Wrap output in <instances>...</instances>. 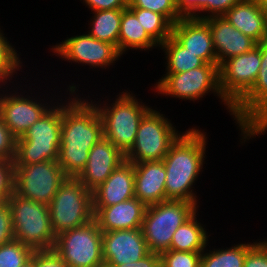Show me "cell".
Instances as JSON below:
<instances>
[{"label":"cell","instance_id":"obj_1","mask_svg":"<svg viewBox=\"0 0 267 267\" xmlns=\"http://www.w3.org/2000/svg\"><path fill=\"white\" fill-rule=\"evenodd\" d=\"M73 98L62 104L61 144L58 163L67 177L76 178L88 162L89 151L103 137L97 104Z\"/></svg>","mask_w":267,"mask_h":267},{"label":"cell","instance_id":"obj_2","mask_svg":"<svg viewBox=\"0 0 267 267\" xmlns=\"http://www.w3.org/2000/svg\"><path fill=\"white\" fill-rule=\"evenodd\" d=\"M205 134L197 129L180 135L163 159L166 169V200L189 201L197 205L191 190L202 169L206 150Z\"/></svg>","mask_w":267,"mask_h":267},{"label":"cell","instance_id":"obj_3","mask_svg":"<svg viewBox=\"0 0 267 267\" xmlns=\"http://www.w3.org/2000/svg\"><path fill=\"white\" fill-rule=\"evenodd\" d=\"M55 107L49 108L21 138L16 139L14 165L58 160L61 144L62 106Z\"/></svg>","mask_w":267,"mask_h":267},{"label":"cell","instance_id":"obj_4","mask_svg":"<svg viewBox=\"0 0 267 267\" xmlns=\"http://www.w3.org/2000/svg\"><path fill=\"white\" fill-rule=\"evenodd\" d=\"M14 239L34 251L53 250L56 235L50 224L47 205L26 199L15 192L8 200Z\"/></svg>","mask_w":267,"mask_h":267},{"label":"cell","instance_id":"obj_5","mask_svg":"<svg viewBox=\"0 0 267 267\" xmlns=\"http://www.w3.org/2000/svg\"><path fill=\"white\" fill-rule=\"evenodd\" d=\"M196 209L195 203L181 200H165L147 206L141 230L149 251L156 254L168 251L173 234Z\"/></svg>","mask_w":267,"mask_h":267},{"label":"cell","instance_id":"obj_6","mask_svg":"<svg viewBox=\"0 0 267 267\" xmlns=\"http://www.w3.org/2000/svg\"><path fill=\"white\" fill-rule=\"evenodd\" d=\"M48 207L50 224L56 236L94 219L92 191L77 178L67 177Z\"/></svg>","mask_w":267,"mask_h":267},{"label":"cell","instance_id":"obj_7","mask_svg":"<svg viewBox=\"0 0 267 267\" xmlns=\"http://www.w3.org/2000/svg\"><path fill=\"white\" fill-rule=\"evenodd\" d=\"M111 107H97L103 122L104 138L124 155L132 148L139 124L151 110L142 106L130 92H122Z\"/></svg>","mask_w":267,"mask_h":267},{"label":"cell","instance_id":"obj_8","mask_svg":"<svg viewBox=\"0 0 267 267\" xmlns=\"http://www.w3.org/2000/svg\"><path fill=\"white\" fill-rule=\"evenodd\" d=\"M102 234L93 219L57 235L53 251L68 267H105Z\"/></svg>","mask_w":267,"mask_h":267},{"label":"cell","instance_id":"obj_9","mask_svg":"<svg viewBox=\"0 0 267 267\" xmlns=\"http://www.w3.org/2000/svg\"><path fill=\"white\" fill-rule=\"evenodd\" d=\"M180 133L158 111L151 109L141 120L134 144L125 154V160L131 163L161 161Z\"/></svg>","mask_w":267,"mask_h":267},{"label":"cell","instance_id":"obj_10","mask_svg":"<svg viewBox=\"0 0 267 267\" xmlns=\"http://www.w3.org/2000/svg\"><path fill=\"white\" fill-rule=\"evenodd\" d=\"M66 178L57 160L14 165V192L48 206Z\"/></svg>","mask_w":267,"mask_h":267},{"label":"cell","instance_id":"obj_11","mask_svg":"<svg viewBox=\"0 0 267 267\" xmlns=\"http://www.w3.org/2000/svg\"><path fill=\"white\" fill-rule=\"evenodd\" d=\"M244 139L267 130V39L261 42L260 69L253 87L233 106Z\"/></svg>","mask_w":267,"mask_h":267},{"label":"cell","instance_id":"obj_12","mask_svg":"<svg viewBox=\"0 0 267 267\" xmlns=\"http://www.w3.org/2000/svg\"><path fill=\"white\" fill-rule=\"evenodd\" d=\"M160 94L197 100L205 93L216 92L233 115V106L223 97L219 86V65L205 64L182 73H166L155 87ZM209 90V91H208Z\"/></svg>","mask_w":267,"mask_h":267},{"label":"cell","instance_id":"obj_13","mask_svg":"<svg viewBox=\"0 0 267 267\" xmlns=\"http://www.w3.org/2000/svg\"><path fill=\"white\" fill-rule=\"evenodd\" d=\"M261 63V42L251 51L231 57L219 66L223 97L234 106L254 85Z\"/></svg>","mask_w":267,"mask_h":267},{"label":"cell","instance_id":"obj_14","mask_svg":"<svg viewBox=\"0 0 267 267\" xmlns=\"http://www.w3.org/2000/svg\"><path fill=\"white\" fill-rule=\"evenodd\" d=\"M52 50L68 61L102 68L110 66L121 56L113 44L100 41L89 34L68 38L61 44L52 47Z\"/></svg>","mask_w":267,"mask_h":267},{"label":"cell","instance_id":"obj_15","mask_svg":"<svg viewBox=\"0 0 267 267\" xmlns=\"http://www.w3.org/2000/svg\"><path fill=\"white\" fill-rule=\"evenodd\" d=\"M102 248L105 265L133 263L150 253L141 228L103 232Z\"/></svg>","mask_w":267,"mask_h":267},{"label":"cell","instance_id":"obj_16","mask_svg":"<svg viewBox=\"0 0 267 267\" xmlns=\"http://www.w3.org/2000/svg\"><path fill=\"white\" fill-rule=\"evenodd\" d=\"M124 161L125 155L103 137L89 151L88 162L76 178L93 191Z\"/></svg>","mask_w":267,"mask_h":267},{"label":"cell","instance_id":"obj_17","mask_svg":"<svg viewBox=\"0 0 267 267\" xmlns=\"http://www.w3.org/2000/svg\"><path fill=\"white\" fill-rule=\"evenodd\" d=\"M20 96L0 97V117L16 139L21 138L49 110L37 100Z\"/></svg>","mask_w":267,"mask_h":267},{"label":"cell","instance_id":"obj_18","mask_svg":"<svg viewBox=\"0 0 267 267\" xmlns=\"http://www.w3.org/2000/svg\"><path fill=\"white\" fill-rule=\"evenodd\" d=\"M210 28L217 62L251 51L257 43L231 25L223 16H209L203 19Z\"/></svg>","mask_w":267,"mask_h":267},{"label":"cell","instance_id":"obj_19","mask_svg":"<svg viewBox=\"0 0 267 267\" xmlns=\"http://www.w3.org/2000/svg\"><path fill=\"white\" fill-rule=\"evenodd\" d=\"M172 36L207 64H218L211 31L203 19L181 18L173 25Z\"/></svg>","mask_w":267,"mask_h":267},{"label":"cell","instance_id":"obj_20","mask_svg":"<svg viewBox=\"0 0 267 267\" xmlns=\"http://www.w3.org/2000/svg\"><path fill=\"white\" fill-rule=\"evenodd\" d=\"M147 206L138 198L108 207H93L94 219L102 232L138 229L142 226Z\"/></svg>","mask_w":267,"mask_h":267},{"label":"cell","instance_id":"obj_21","mask_svg":"<svg viewBox=\"0 0 267 267\" xmlns=\"http://www.w3.org/2000/svg\"><path fill=\"white\" fill-rule=\"evenodd\" d=\"M133 197L134 165L126 160L92 191L93 207H108Z\"/></svg>","mask_w":267,"mask_h":267},{"label":"cell","instance_id":"obj_22","mask_svg":"<svg viewBox=\"0 0 267 267\" xmlns=\"http://www.w3.org/2000/svg\"><path fill=\"white\" fill-rule=\"evenodd\" d=\"M135 197L146 206L166 200V169L163 160L133 163Z\"/></svg>","mask_w":267,"mask_h":267},{"label":"cell","instance_id":"obj_23","mask_svg":"<svg viewBox=\"0 0 267 267\" xmlns=\"http://www.w3.org/2000/svg\"><path fill=\"white\" fill-rule=\"evenodd\" d=\"M223 17L257 44L267 39L265 12L260 8L257 0H241Z\"/></svg>","mask_w":267,"mask_h":267},{"label":"cell","instance_id":"obj_24","mask_svg":"<svg viewBox=\"0 0 267 267\" xmlns=\"http://www.w3.org/2000/svg\"><path fill=\"white\" fill-rule=\"evenodd\" d=\"M159 44L144 30L136 15L129 9H122L118 51L122 55L127 48L149 49Z\"/></svg>","mask_w":267,"mask_h":267},{"label":"cell","instance_id":"obj_25","mask_svg":"<svg viewBox=\"0 0 267 267\" xmlns=\"http://www.w3.org/2000/svg\"><path fill=\"white\" fill-rule=\"evenodd\" d=\"M196 212L178 227L172 237L171 250L186 252H203L208 236L200 223L196 220Z\"/></svg>","mask_w":267,"mask_h":267},{"label":"cell","instance_id":"obj_26","mask_svg":"<svg viewBox=\"0 0 267 267\" xmlns=\"http://www.w3.org/2000/svg\"><path fill=\"white\" fill-rule=\"evenodd\" d=\"M160 46L166 50L167 73H182L206 64L202 58L188 51L172 35Z\"/></svg>","mask_w":267,"mask_h":267},{"label":"cell","instance_id":"obj_27","mask_svg":"<svg viewBox=\"0 0 267 267\" xmlns=\"http://www.w3.org/2000/svg\"><path fill=\"white\" fill-rule=\"evenodd\" d=\"M92 29L88 34L118 49L122 9L94 11Z\"/></svg>","mask_w":267,"mask_h":267},{"label":"cell","instance_id":"obj_28","mask_svg":"<svg viewBox=\"0 0 267 267\" xmlns=\"http://www.w3.org/2000/svg\"><path fill=\"white\" fill-rule=\"evenodd\" d=\"M254 244H238L225 250L202 252L200 267H244L246 253Z\"/></svg>","mask_w":267,"mask_h":267},{"label":"cell","instance_id":"obj_29","mask_svg":"<svg viewBox=\"0 0 267 267\" xmlns=\"http://www.w3.org/2000/svg\"><path fill=\"white\" fill-rule=\"evenodd\" d=\"M145 31L160 45L172 35L173 24L162 14L141 8H129Z\"/></svg>","mask_w":267,"mask_h":267},{"label":"cell","instance_id":"obj_30","mask_svg":"<svg viewBox=\"0 0 267 267\" xmlns=\"http://www.w3.org/2000/svg\"><path fill=\"white\" fill-rule=\"evenodd\" d=\"M33 253V249L14 239L0 246V267H21Z\"/></svg>","mask_w":267,"mask_h":267},{"label":"cell","instance_id":"obj_31","mask_svg":"<svg viewBox=\"0 0 267 267\" xmlns=\"http://www.w3.org/2000/svg\"><path fill=\"white\" fill-rule=\"evenodd\" d=\"M128 8H141L162 14L173 25L182 18L178 13L177 0H129Z\"/></svg>","mask_w":267,"mask_h":267},{"label":"cell","instance_id":"obj_32","mask_svg":"<svg viewBox=\"0 0 267 267\" xmlns=\"http://www.w3.org/2000/svg\"><path fill=\"white\" fill-rule=\"evenodd\" d=\"M202 252L171 250L160 254V267H200Z\"/></svg>","mask_w":267,"mask_h":267},{"label":"cell","instance_id":"obj_33","mask_svg":"<svg viewBox=\"0 0 267 267\" xmlns=\"http://www.w3.org/2000/svg\"><path fill=\"white\" fill-rule=\"evenodd\" d=\"M0 31V82H4L19 69V56ZM18 56V57H17Z\"/></svg>","mask_w":267,"mask_h":267},{"label":"cell","instance_id":"obj_34","mask_svg":"<svg viewBox=\"0 0 267 267\" xmlns=\"http://www.w3.org/2000/svg\"><path fill=\"white\" fill-rule=\"evenodd\" d=\"M16 138L0 117V159L14 161Z\"/></svg>","mask_w":267,"mask_h":267},{"label":"cell","instance_id":"obj_35","mask_svg":"<svg viewBox=\"0 0 267 267\" xmlns=\"http://www.w3.org/2000/svg\"><path fill=\"white\" fill-rule=\"evenodd\" d=\"M14 192V162L0 159V194L12 195Z\"/></svg>","mask_w":267,"mask_h":267},{"label":"cell","instance_id":"obj_36","mask_svg":"<svg viewBox=\"0 0 267 267\" xmlns=\"http://www.w3.org/2000/svg\"><path fill=\"white\" fill-rule=\"evenodd\" d=\"M177 9L182 18H196L197 11L207 12V0H177Z\"/></svg>","mask_w":267,"mask_h":267},{"label":"cell","instance_id":"obj_37","mask_svg":"<svg viewBox=\"0 0 267 267\" xmlns=\"http://www.w3.org/2000/svg\"><path fill=\"white\" fill-rule=\"evenodd\" d=\"M244 267H267V251L255 243L246 253Z\"/></svg>","mask_w":267,"mask_h":267},{"label":"cell","instance_id":"obj_38","mask_svg":"<svg viewBox=\"0 0 267 267\" xmlns=\"http://www.w3.org/2000/svg\"><path fill=\"white\" fill-rule=\"evenodd\" d=\"M14 240L11 211L8 205L0 209V246Z\"/></svg>","mask_w":267,"mask_h":267},{"label":"cell","instance_id":"obj_39","mask_svg":"<svg viewBox=\"0 0 267 267\" xmlns=\"http://www.w3.org/2000/svg\"><path fill=\"white\" fill-rule=\"evenodd\" d=\"M35 267H68L53 250L35 251Z\"/></svg>","mask_w":267,"mask_h":267},{"label":"cell","instance_id":"obj_40","mask_svg":"<svg viewBox=\"0 0 267 267\" xmlns=\"http://www.w3.org/2000/svg\"><path fill=\"white\" fill-rule=\"evenodd\" d=\"M241 0H207V12H211V15L200 16L197 15V19H205L209 16H223L232 6Z\"/></svg>","mask_w":267,"mask_h":267},{"label":"cell","instance_id":"obj_41","mask_svg":"<svg viewBox=\"0 0 267 267\" xmlns=\"http://www.w3.org/2000/svg\"><path fill=\"white\" fill-rule=\"evenodd\" d=\"M92 11L126 9L129 0H84Z\"/></svg>","mask_w":267,"mask_h":267},{"label":"cell","instance_id":"obj_42","mask_svg":"<svg viewBox=\"0 0 267 267\" xmlns=\"http://www.w3.org/2000/svg\"><path fill=\"white\" fill-rule=\"evenodd\" d=\"M105 267H160V254L150 252L138 261L119 265H105Z\"/></svg>","mask_w":267,"mask_h":267},{"label":"cell","instance_id":"obj_43","mask_svg":"<svg viewBox=\"0 0 267 267\" xmlns=\"http://www.w3.org/2000/svg\"><path fill=\"white\" fill-rule=\"evenodd\" d=\"M12 195L0 194V209L5 208L8 205V200Z\"/></svg>","mask_w":267,"mask_h":267},{"label":"cell","instance_id":"obj_44","mask_svg":"<svg viewBox=\"0 0 267 267\" xmlns=\"http://www.w3.org/2000/svg\"><path fill=\"white\" fill-rule=\"evenodd\" d=\"M21 267H35V251H34V253L32 254V257H31V259L28 261V262H26L23 266H21Z\"/></svg>","mask_w":267,"mask_h":267},{"label":"cell","instance_id":"obj_45","mask_svg":"<svg viewBox=\"0 0 267 267\" xmlns=\"http://www.w3.org/2000/svg\"><path fill=\"white\" fill-rule=\"evenodd\" d=\"M259 3L260 8L263 11H267V0H257Z\"/></svg>","mask_w":267,"mask_h":267},{"label":"cell","instance_id":"obj_46","mask_svg":"<svg viewBox=\"0 0 267 267\" xmlns=\"http://www.w3.org/2000/svg\"><path fill=\"white\" fill-rule=\"evenodd\" d=\"M263 247L264 249L267 251V242L264 240L262 242H259Z\"/></svg>","mask_w":267,"mask_h":267},{"label":"cell","instance_id":"obj_47","mask_svg":"<svg viewBox=\"0 0 267 267\" xmlns=\"http://www.w3.org/2000/svg\"><path fill=\"white\" fill-rule=\"evenodd\" d=\"M264 12H265L266 32H267V11H264Z\"/></svg>","mask_w":267,"mask_h":267}]
</instances>
